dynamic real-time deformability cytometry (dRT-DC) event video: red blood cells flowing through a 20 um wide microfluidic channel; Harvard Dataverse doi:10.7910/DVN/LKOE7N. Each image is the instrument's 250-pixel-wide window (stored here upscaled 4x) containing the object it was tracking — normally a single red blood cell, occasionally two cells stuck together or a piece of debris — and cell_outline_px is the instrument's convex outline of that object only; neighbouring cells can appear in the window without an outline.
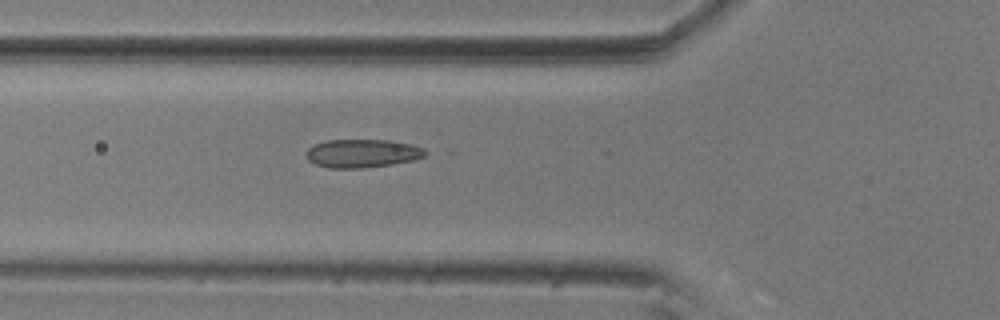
{"species": "common noctule bat (a hibernating species)", "species_latin": "Nyctalus noctula", "temperature_condition": "room temperature", "stored_images_in_passage": 8, "camera_frame_rate_fps": 3000, "um_per_image_px": 0.085, "animal": {"sex": "male", "body_mass_g": 20.5, "forearm_length_mm": 52.5}, "frame": {"image": 1, "passage_image": 8, "time_ms": 2.333, "image_size_px": [1000, 320], "cell_outline_px": [[432, 152], [424, 156], [412, 160], [392, 164], [364, 168], [328, 168], [316, 164], [308, 160], [304, 152], [312, 144], [328, 140], [388, 140], [412, 144], [424, 148]], "centroid_in_image_um": [30.8, 13.03], "position_along_channel_um": 95.0, "area_um2": 19.94}}